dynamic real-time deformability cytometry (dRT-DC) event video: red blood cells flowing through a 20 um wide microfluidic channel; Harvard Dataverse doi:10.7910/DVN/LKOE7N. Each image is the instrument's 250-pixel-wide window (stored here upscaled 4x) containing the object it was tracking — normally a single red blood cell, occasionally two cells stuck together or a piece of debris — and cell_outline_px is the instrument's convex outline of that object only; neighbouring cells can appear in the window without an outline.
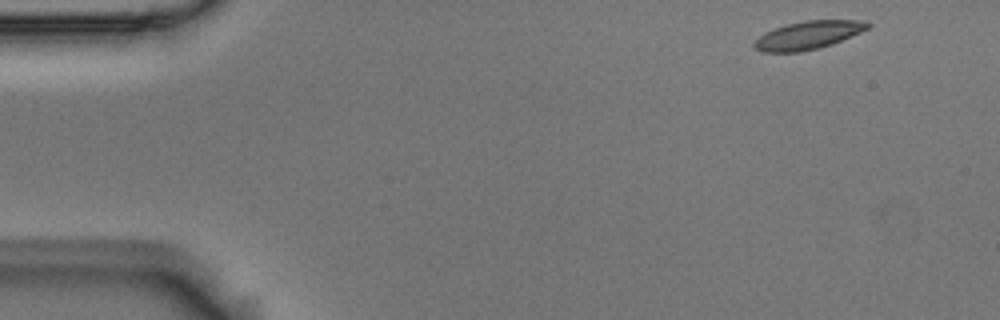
{"species": "Egyptian fruit bat (a non-hibernating species)", "species_latin": "Rousettus aegyptiacus", "temperature_condition": "room temperature", "stored_images_in_passage": 4, "camera_frame_rate_fps": 3000, "um_per_image_px": 0.085, "animal": {"sex": "male"}, "frame": {"image": 1, "passage_image": 1, "time_ms": 0.0, "image_size_px": [1000, 320], "cell_outline_px": [[872, 24], [868, 28], [860, 32], [832, 44], [800, 52], [760, 52], [752, 48], [752, 44], [764, 32], [788, 24], [804, 20], [868, 20]], "centroid_in_image_um": [68.68, 2.99], "position_along_channel_um": 16.3, "area_um2": 18.61}}
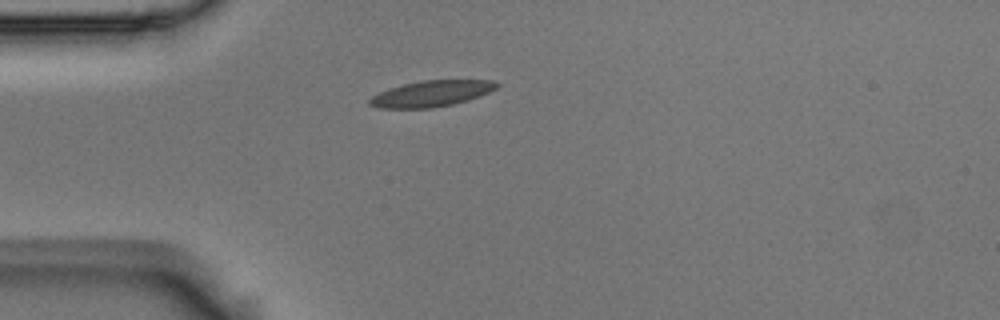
{"frame": {"image": 2, "passage_image": 4, "time_ms": 1.0, "image_size_px": [1000, 320], "cell_outline_px": [[500, 84], [496, 88], [480, 96], [468, 100], [452, 104], [432, 108], [380, 108], [368, 104], [368, 100], [372, 96], [388, 88], [420, 80], [492, 80]], "centroid_in_image_um": [36.65, 7.95], "position_along_channel_um": 48.3, "area_um2": 19.25}}